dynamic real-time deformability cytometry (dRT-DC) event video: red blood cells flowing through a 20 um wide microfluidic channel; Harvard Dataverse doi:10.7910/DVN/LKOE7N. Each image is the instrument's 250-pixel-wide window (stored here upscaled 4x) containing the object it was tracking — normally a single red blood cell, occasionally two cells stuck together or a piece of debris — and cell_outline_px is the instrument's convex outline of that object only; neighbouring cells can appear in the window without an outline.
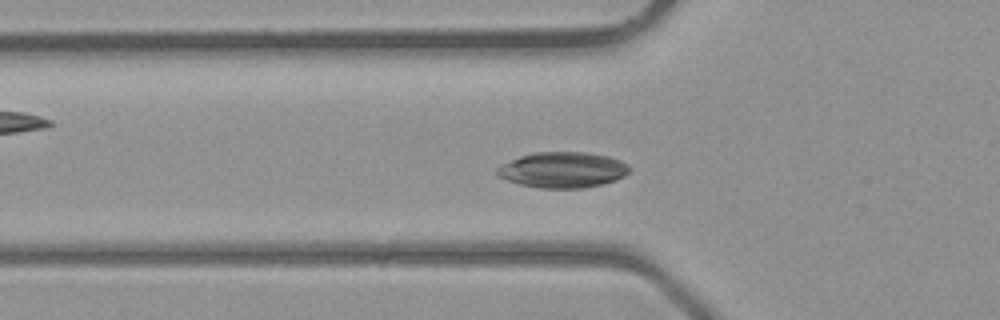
{"species": "common noctule bat (a hibernating species)", "species_latin": "Nyctalus noctula", "temperature_condition": "room temperature", "stored_images_in_passage": 31, "camera_frame_rate_fps": 3000, "um_per_image_px": 0.085, "animal": {"sex": "male", "body_mass_g": 23.1, "forearm_length_mm": 52.7}, "frame": {"image": 1, "passage_image": 3, "time_ms": 0.667, "image_size_px": [1000, 320], "cell_outline_px": [[632, 168], [624, 176], [616, 180], [584, 188], [540, 188], [520, 184], [496, 176], [496, 168], [520, 156], [536, 152], [584, 152], [608, 156], [620, 160], [628, 164]], "centroid_in_image_um": [47.85, 14.44], "position_along_channel_um": 78.0, "area_um2": 27.46}}
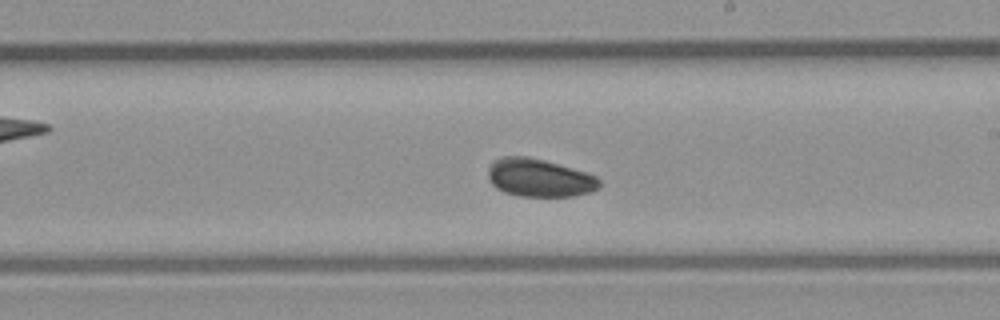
{"frame": {"image": 2, "passage_image": 13, "time_ms": 4.0, "image_size_px": [1000, 320], "cell_outline_px": [[600, 188], [592, 192], [572, 196], [520, 196], [504, 192], [496, 188], [488, 180], [488, 168], [496, 160], [504, 156], [528, 156], [544, 160], [588, 172], [596, 176], [600, 180]], "centroid_in_image_um": [45.87, 15.12], "position_along_channel_um": 243.1, "area_um2": 24.8}}
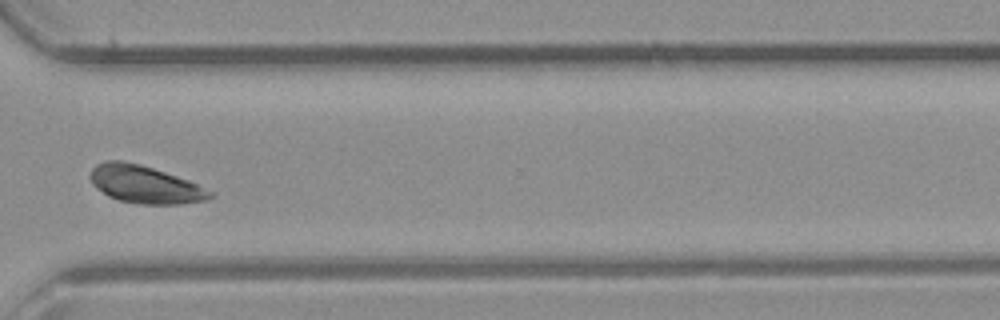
{"frame": {"image": 3, "passage_image": 20, "time_ms": 6.333, "image_size_px": [1000, 320], "cell_outline_px": [[216, 196], [208, 200], [180, 204], [140, 204], [120, 200], [108, 196], [96, 188], [92, 184], [92, 168], [96, 164], [104, 160], [124, 160], [140, 164], [188, 180], [216, 192]], "centroid_in_image_um": [12.37, 15.68], "position_along_channel_um": 358.2, "area_um2": 26.36}}